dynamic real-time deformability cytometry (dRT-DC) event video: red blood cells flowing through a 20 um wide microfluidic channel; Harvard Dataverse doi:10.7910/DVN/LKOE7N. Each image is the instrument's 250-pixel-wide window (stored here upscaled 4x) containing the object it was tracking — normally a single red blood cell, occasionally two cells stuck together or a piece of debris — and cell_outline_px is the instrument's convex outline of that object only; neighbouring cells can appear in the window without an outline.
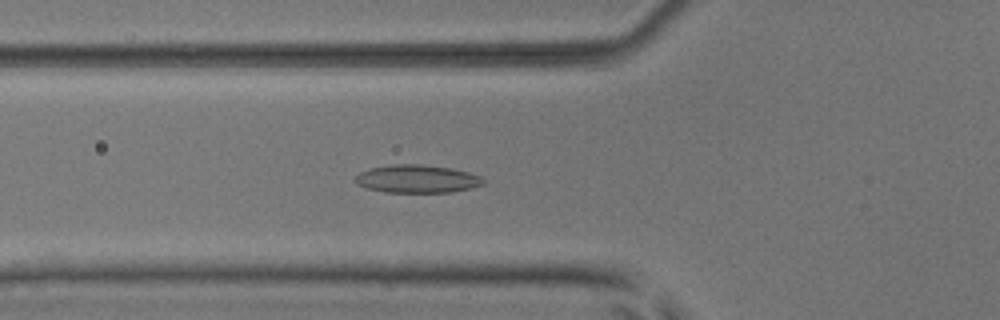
{"species": "common noctule bat (a hibernating species)", "species_latin": "Nyctalus noctula", "temperature_condition": "room temperature", "stored_images_in_passage": 52, "camera_frame_rate_fps": 3000, "um_per_image_px": 0.085, "animal": {"sex": "male", "body_mass_g": 17.9, "forearm_length_mm": 54.2}, "frame": {"image": 1, "passage_image": 19, "time_ms": 6.0, "image_size_px": [1000, 320], "cell_outline_px": [[484, 184], [472, 188], [452, 192], [384, 192], [368, 188], [356, 184], [356, 176], [360, 172], [368, 168], [392, 164], [420, 164], [452, 168], [468, 172], [480, 176], [484, 180]], "centroid_in_image_um": [35.46, 15.2], "position_along_channel_um": 90.3, "area_um2": 20.92}}
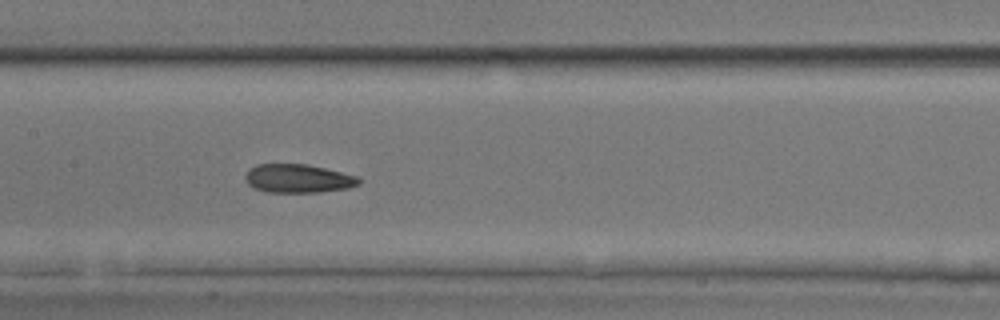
{"frame": {"image": 2, "passage_image": 26, "time_ms": 8.333, "image_size_px": [1000, 320], "cell_outline_px": [[360, 184], [348, 188], [320, 192], [268, 192], [252, 188], [244, 180], [244, 176], [248, 168], [256, 164], [308, 164], [360, 176]], "centroid_in_image_um": [25.32, 15.17], "position_along_channel_um": 182.1, "area_um2": 19.25}}
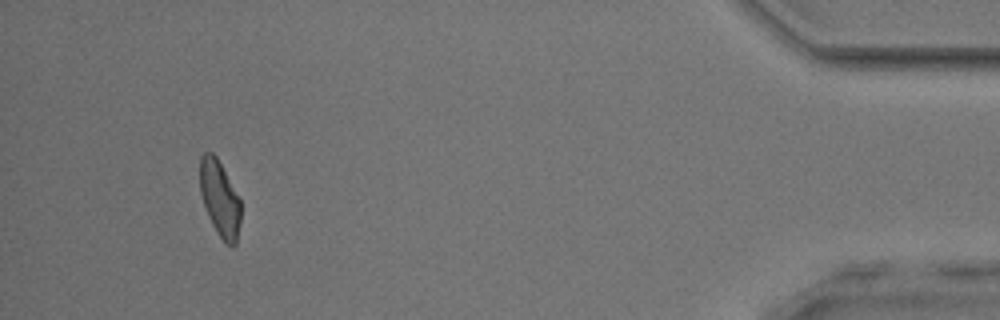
{"frame": {"image": 3, "passage_image": 49, "time_ms": 16.0, "image_size_px": [1000, 320], "cell_outline_px": [[240, 220], [236, 244], [232, 248], [216, 232], [208, 216], [200, 192], [200, 156], [204, 152], [212, 152], [216, 156], [240, 200]], "centroid_in_image_um": [18.67, 16.88], "position_along_channel_um": 416.5, "area_um2": 17.74}, "authors_computed_cell_mechanics": {"area_um2": 19.3341, "velocity_mm_per_s": 3.9314, "shape_relaxation_time_tau1_ms": null, "shape_relaxation_time_tau2_ms": 3.0295, "deformation_change_tau1": null, "deformation_change_tau2": 0.0972}}